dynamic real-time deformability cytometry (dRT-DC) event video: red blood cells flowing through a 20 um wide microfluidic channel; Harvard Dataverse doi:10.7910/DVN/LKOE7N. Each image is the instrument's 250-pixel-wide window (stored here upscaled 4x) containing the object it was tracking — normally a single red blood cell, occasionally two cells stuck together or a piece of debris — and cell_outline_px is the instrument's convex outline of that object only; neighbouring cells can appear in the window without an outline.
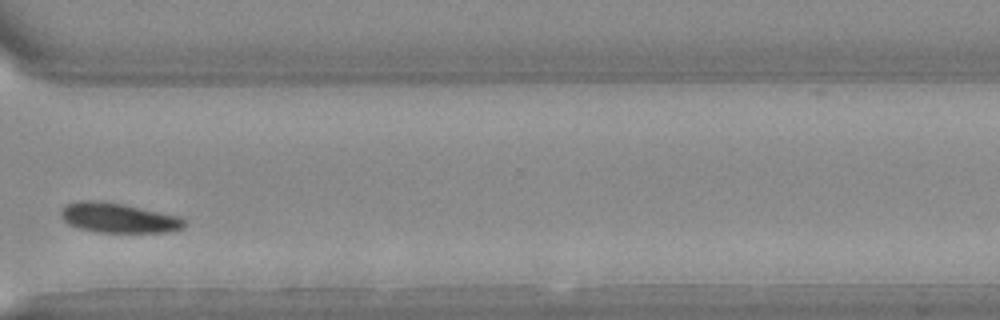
{"species": "Egyptian fruit bat (a non-hibernating species)", "species_latin": "Rousettus aegyptiacus", "temperature_condition": "warm", "stored_images_in_passage": 31, "camera_frame_rate_fps": 3000, "um_per_image_px": 0.085, "animal": {"sex": "female"}, "frame": {"image": 1, "passage_image": 22, "time_ms": 7.0, "image_size_px": [1000, 320], "cell_outline_px": [[184, 228], [168, 232], [96, 232], [80, 228], [68, 224], [64, 220], [60, 212], [68, 204], [80, 200], [88, 200], [124, 204], [180, 216], [184, 220]], "centroid_in_image_um": [10.09, 18.52], "position_along_channel_um": 360.5, "area_um2": 21.21}}